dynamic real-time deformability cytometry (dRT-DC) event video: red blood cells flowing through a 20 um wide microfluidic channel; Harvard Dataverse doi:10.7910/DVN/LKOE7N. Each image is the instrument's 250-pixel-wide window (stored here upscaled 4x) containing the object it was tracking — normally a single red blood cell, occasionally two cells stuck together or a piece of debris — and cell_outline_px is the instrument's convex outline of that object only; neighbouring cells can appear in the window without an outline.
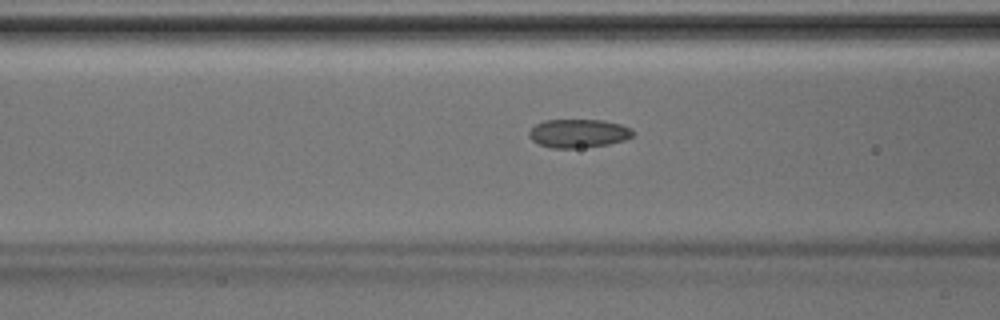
{"species": "Egyptian fruit bat (a non-hibernating species)", "species_latin": "Rousettus aegyptiacus", "temperature_condition": "room temperature", "stored_images_in_passage": 43, "camera_frame_rate_fps": 3000, "um_per_image_px": 0.085, "animal": {"sex": "male"}, "frame": {"image": 1, "passage_image": 18, "time_ms": 5.667, "image_size_px": [1000, 320], "cell_outline_px": [[632, 136], [624, 140], [608, 144], [580, 148], [552, 148], [536, 144], [528, 136], [528, 132], [536, 124], [544, 120], [604, 120], [620, 124], [632, 128]], "centroid_in_image_um": [49.13, 11.34], "position_along_channel_um": 117.5, "area_um2": 17.34}}
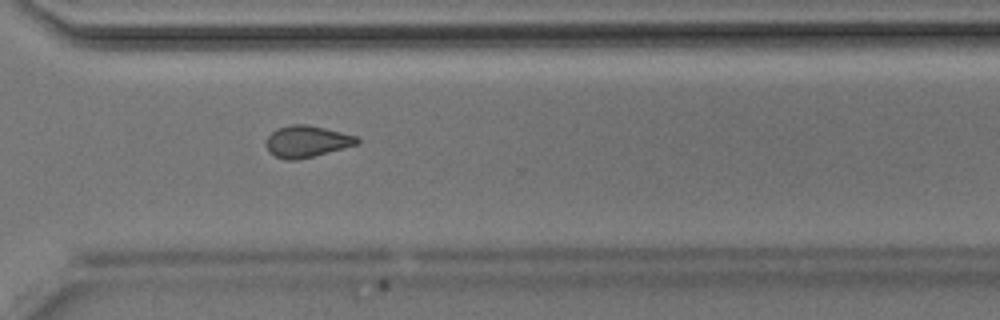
{"frame": {"image": 2, "passage_image": 33, "time_ms": 10.667, "image_size_px": [1000, 320], "cell_outline_px": [[360, 140], [356, 144], [312, 156], [296, 160], [284, 160], [268, 152], [264, 144], [268, 136], [276, 128], [292, 124], [308, 124], [356, 136]], "centroid_in_image_um": [26.0, 12.01], "position_along_channel_um": 344.6, "area_um2": 16.59}}
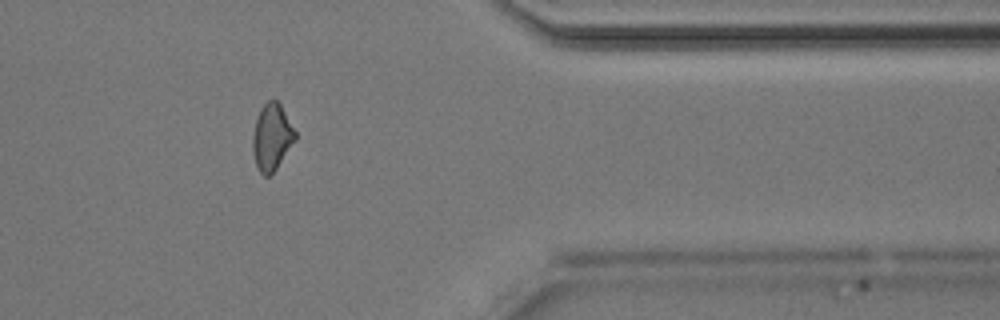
{"frame": {"image": 3, "passage_image": 37, "time_ms": 12.0, "image_size_px": [1000, 320], "cell_outline_px": [[296, 140], [276, 168], [268, 176], [264, 176], [260, 172], [256, 164], [252, 152], [252, 136], [256, 120], [260, 108], [268, 100], [276, 100], [280, 104], [296, 132]], "centroid_in_image_um": [23.09, 11.65], "position_along_channel_um": 388.3, "area_um2": 16.36}}